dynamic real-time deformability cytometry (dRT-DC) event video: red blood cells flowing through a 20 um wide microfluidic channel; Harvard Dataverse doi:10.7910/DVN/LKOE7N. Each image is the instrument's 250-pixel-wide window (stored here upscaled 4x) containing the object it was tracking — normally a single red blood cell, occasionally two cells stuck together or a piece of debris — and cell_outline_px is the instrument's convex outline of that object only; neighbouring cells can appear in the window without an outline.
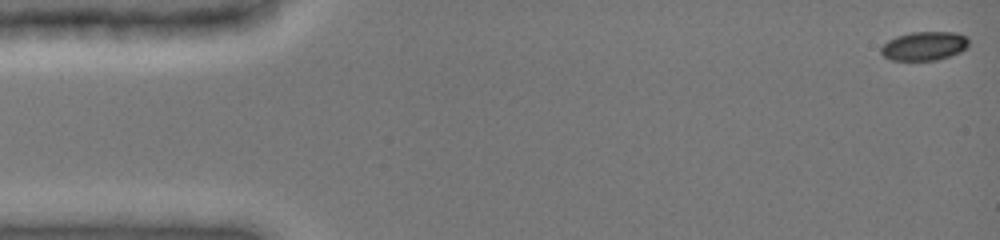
{"species": "common noctule bat (a hibernating species)", "species_latin": "Nyctalus noctula", "temperature_condition": "cold", "stored_images_in_passage": 7, "camera_frame_rate_fps": 3000, "um_per_image_px": 0.085, "animal": {"sex": "female", "body_mass_g": 19.0, "forearm_length_mm": 51.5}, "frame": {"image": 1, "passage_image": 1, "time_ms": 0.0, "image_size_px": [1000, 240], "cell_outline_px": [[968, 48], [960, 52], [936, 60], [892, 60], [884, 56], [880, 52], [880, 48], [888, 40], [896, 36], [912, 32], [956, 32], [968, 36]], "centroid_in_image_um": [78.58, 3.9], "position_along_channel_um": 6.4, "area_um2": 14.8}}
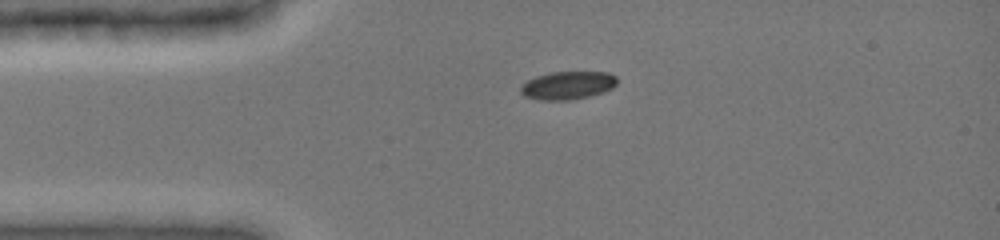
{"frame": {"image": 2, "passage_image": 6, "time_ms": 3.333, "image_size_px": [1000, 240], "cell_outline_px": [[616, 84], [612, 88], [604, 92], [588, 96], [568, 100], [540, 100], [524, 96], [520, 92], [520, 84], [536, 76], [552, 72], [608, 72], [616, 76]], "centroid_in_image_um": [48.23, 7.25], "position_along_channel_um": 36.8, "area_um2": 15.78}}